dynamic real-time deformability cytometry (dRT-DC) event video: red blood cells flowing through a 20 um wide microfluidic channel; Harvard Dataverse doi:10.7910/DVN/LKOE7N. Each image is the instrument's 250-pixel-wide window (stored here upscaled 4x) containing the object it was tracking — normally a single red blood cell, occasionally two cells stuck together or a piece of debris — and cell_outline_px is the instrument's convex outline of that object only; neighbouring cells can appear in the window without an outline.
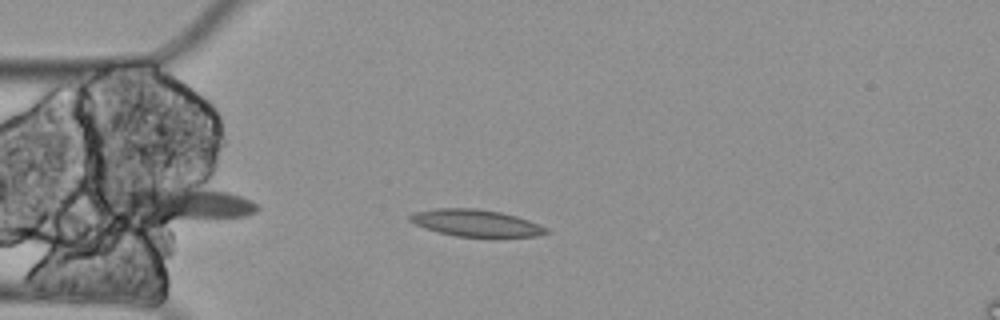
{"species": "Egyptian fruit bat (a non-hibernating species)", "species_latin": "Rousettus aegyptiacus", "temperature_condition": "cold", "stored_images_in_passage": 47, "segment_of_instrument_passage": [1, 3], "camera_frame_rate_fps": 3000, "um_per_image_px": 0.085, "animal": {"sex": "female"}, "frame": {"image": 1, "passage_image": 3, "time_ms": 0.667, "image_size_px": [1000, 320], "cell_outline_px": [[552, 232], [536, 236], [456, 236], [436, 232], [424, 228], [408, 220], [408, 216], [412, 212], [436, 208], [476, 208], [500, 212], [516, 216], [528, 220], [548, 228]], "centroid_in_image_um": [40.41, 18.94], "position_along_channel_um": 44.6, "area_um2": 21.33}}